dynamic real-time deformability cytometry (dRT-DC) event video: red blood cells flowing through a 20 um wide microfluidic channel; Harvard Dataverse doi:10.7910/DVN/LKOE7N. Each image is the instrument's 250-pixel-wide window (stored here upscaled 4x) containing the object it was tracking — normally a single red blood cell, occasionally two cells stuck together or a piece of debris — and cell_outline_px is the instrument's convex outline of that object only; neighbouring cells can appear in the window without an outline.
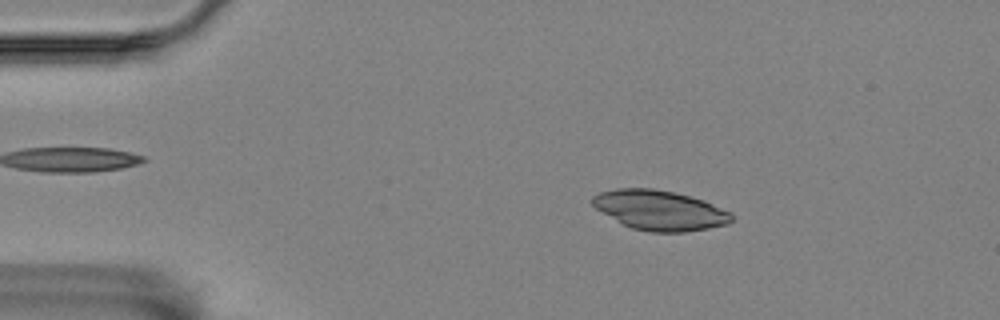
{"species": "Egyptian fruit bat (a non-hibernating species)", "species_latin": "Rousettus aegyptiacus", "temperature_condition": "room temperature", "stored_images_in_passage": 4, "camera_frame_rate_fps": 3000, "um_per_image_px": 0.085, "animal": {"sex": "female"}, "frame": {"image": 1, "passage_image": 2, "time_ms": 0.333, "image_size_px": [1000, 320], "cell_outline_px": [[732, 220], [728, 224], [708, 228], [684, 232], [648, 232], [632, 228], [624, 224], [596, 208], [592, 204], [592, 196], [600, 192], [616, 188], [652, 188], [672, 192], [704, 200], [732, 212]], "centroid_in_image_um": [56.1, 17.87], "position_along_channel_um": 28.9, "area_um2": 32.08}}
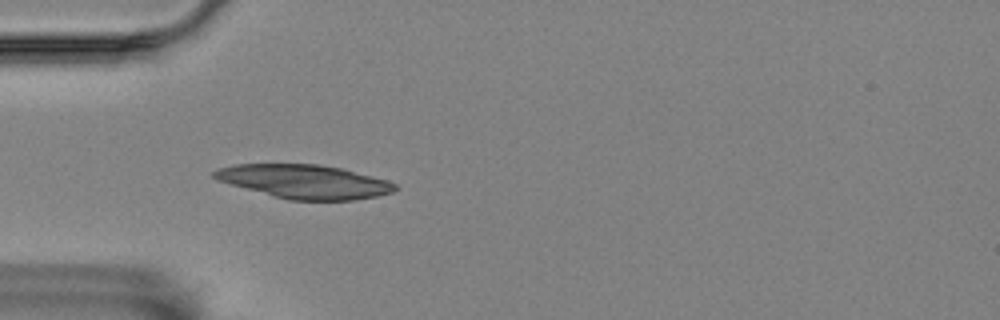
{"frame": {"image": 2, "passage_image": 4, "time_ms": 1.0, "image_size_px": [1000, 320], "cell_outline_px": [[400, 188], [392, 192], [376, 196], [352, 200], [288, 200], [272, 196], [216, 180], [212, 176], [212, 172], [216, 168], [236, 164], [316, 164], [340, 168], [388, 180], [396, 184]], "centroid_in_image_um": [25.85, 15.43], "position_along_channel_um": 59.1, "area_um2": 35.6}}